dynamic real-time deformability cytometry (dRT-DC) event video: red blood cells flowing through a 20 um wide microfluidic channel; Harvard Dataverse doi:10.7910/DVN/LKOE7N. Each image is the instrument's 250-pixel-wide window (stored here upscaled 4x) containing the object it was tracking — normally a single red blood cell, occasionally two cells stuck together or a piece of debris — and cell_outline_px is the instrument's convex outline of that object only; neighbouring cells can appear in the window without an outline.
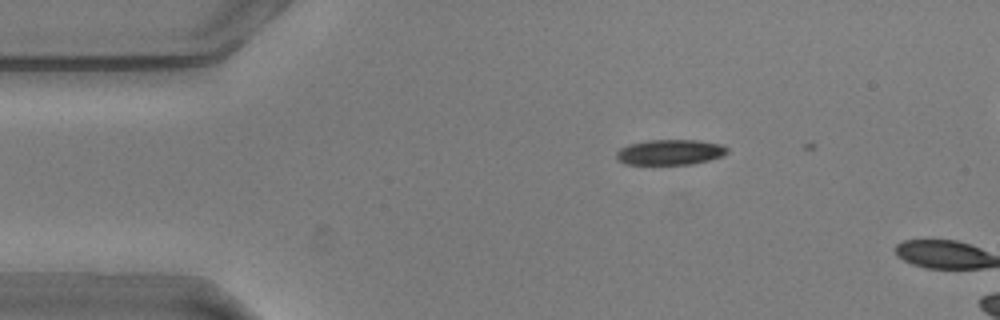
{"species": "common noctule bat (a hibernating species)", "species_latin": "Nyctalus noctula", "temperature_condition": "warm", "stored_images_in_passage": 3, "camera_frame_rate_fps": 3000, "um_per_image_px": 0.085, "animal": {"sex": "male", "body_mass_g": 20.5, "forearm_length_mm": 52.5}, "frame": {"image": 1, "passage_image": 2, "time_ms": 0.333, "image_size_px": [1000, 320], "cell_outline_px": [[728, 152], [724, 156], [692, 164], [624, 164], [616, 160], [616, 152], [620, 148], [628, 144], [648, 140], [696, 140], [724, 144], [728, 148]], "centroid_in_image_um": [56.96, 12.93], "position_along_channel_um": 28.0, "area_um2": 16.59}}